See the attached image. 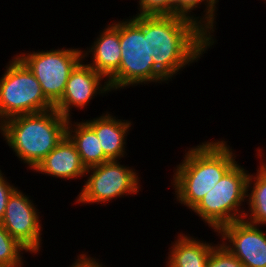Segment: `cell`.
Returning <instances> with one entry per match:
<instances>
[{
	"mask_svg": "<svg viewBox=\"0 0 266 267\" xmlns=\"http://www.w3.org/2000/svg\"><path fill=\"white\" fill-rule=\"evenodd\" d=\"M215 43L193 21L181 16H148V47L154 67L170 82ZM191 64V65H190Z\"/></svg>",
	"mask_w": 266,
	"mask_h": 267,
	"instance_id": "obj_1",
	"label": "cell"
},
{
	"mask_svg": "<svg viewBox=\"0 0 266 267\" xmlns=\"http://www.w3.org/2000/svg\"><path fill=\"white\" fill-rule=\"evenodd\" d=\"M227 142L224 138L208 140L185 149L171 179L176 202L191 211L237 162Z\"/></svg>",
	"mask_w": 266,
	"mask_h": 267,
	"instance_id": "obj_2",
	"label": "cell"
},
{
	"mask_svg": "<svg viewBox=\"0 0 266 267\" xmlns=\"http://www.w3.org/2000/svg\"><path fill=\"white\" fill-rule=\"evenodd\" d=\"M68 118L55 108L21 114L0 124V133L18 160L32 171L67 135Z\"/></svg>",
	"mask_w": 266,
	"mask_h": 267,
	"instance_id": "obj_3",
	"label": "cell"
},
{
	"mask_svg": "<svg viewBox=\"0 0 266 267\" xmlns=\"http://www.w3.org/2000/svg\"><path fill=\"white\" fill-rule=\"evenodd\" d=\"M121 61L108 80L111 92L150 83L169 81L154 67L148 47V16L133 15L120 20Z\"/></svg>",
	"mask_w": 266,
	"mask_h": 267,
	"instance_id": "obj_4",
	"label": "cell"
},
{
	"mask_svg": "<svg viewBox=\"0 0 266 267\" xmlns=\"http://www.w3.org/2000/svg\"><path fill=\"white\" fill-rule=\"evenodd\" d=\"M248 175L249 171L237 161L191 212L213 232L223 225L242 220L246 211Z\"/></svg>",
	"mask_w": 266,
	"mask_h": 267,
	"instance_id": "obj_5",
	"label": "cell"
},
{
	"mask_svg": "<svg viewBox=\"0 0 266 267\" xmlns=\"http://www.w3.org/2000/svg\"><path fill=\"white\" fill-rule=\"evenodd\" d=\"M0 77V124L8 118L54 109L30 69L15 55Z\"/></svg>",
	"mask_w": 266,
	"mask_h": 267,
	"instance_id": "obj_6",
	"label": "cell"
},
{
	"mask_svg": "<svg viewBox=\"0 0 266 267\" xmlns=\"http://www.w3.org/2000/svg\"><path fill=\"white\" fill-rule=\"evenodd\" d=\"M120 163L119 160H109L88 168L85 174L87 180H84L75 203H100L101 206H106L113 199L138 195L141 189L140 174L133 167Z\"/></svg>",
	"mask_w": 266,
	"mask_h": 267,
	"instance_id": "obj_7",
	"label": "cell"
},
{
	"mask_svg": "<svg viewBox=\"0 0 266 267\" xmlns=\"http://www.w3.org/2000/svg\"><path fill=\"white\" fill-rule=\"evenodd\" d=\"M34 74L45 97L55 105L63 96L71 71L83 59L81 48L32 50L15 54Z\"/></svg>",
	"mask_w": 266,
	"mask_h": 267,
	"instance_id": "obj_8",
	"label": "cell"
},
{
	"mask_svg": "<svg viewBox=\"0 0 266 267\" xmlns=\"http://www.w3.org/2000/svg\"><path fill=\"white\" fill-rule=\"evenodd\" d=\"M30 198L17 187L8 198L0 223L27 252L37 255L42 248L41 235L44 229L40 220L41 212Z\"/></svg>",
	"mask_w": 266,
	"mask_h": 267,
	"instance_id": "obj_9",
	"label": "cell"
},
{
	"mask_svg": "<svg viewBox=\"0 0 266 267\" xmlns=\"http://www.w3.org/2000/svg\"><path fill=\"white\" fill-rule=\"evenodd\" d=\"M215 233L245 267H266V231L262 227L242 219L223 225Z\"/></svg>",
	"mask_w": 266,
	"mask_h": 267,
	"instance_id": "obj_10",
	"label": "cell"
},
{
	"mask_svg": "<svg viewBox=\"0 0 266 267\" xmlns=\"http://www.w3.org/2000/svg\"><path fill=\"white\" fill-rule=\"evenodd\" d=\"M110 92L108 81L82 59L71 71L64 94L54 108L69 119L72 108L83 111L97 95L106 96Z\"/></svg>",
	"mask_w": 266,
	"mask_h": 267,
	"instance_id": "obj_11",
	"label": "cell"
},
{
	"mask_svg": "<svg viewBox=\"0 0 266 267\" xmlns=\"http://www.w3.org/2000/svg\"><path fill=\"white\" fill-rule=\"evenodd\" d=\"M103 28L90 47L82 50V57L108 81L119 70L121 61L120 20L108 22ZM87 57H90V63L87 62Z\"/></svg>",
	"mask_w": 266,
	"mask_h": 267,
	"instance_id": "obj_12",
	"label": "cell"
},
{
	"mask_svg": "<svg viewBox=\"0 0 266 267\" xmlns=\"http://www.w3.org/2000/svg\"><path fill=\"white\" fill-rule=\"evenodd\" d=\"M110 111L90 120H83L96 134L100 141L104 154L110 160H121L126 157L127 136L133 122L112 115Z\"/></svg>",
	"mask_w": 266,
	"mask_h": 267,
	"instance_id": "obj_13",
	"label": "cell"
},
{
	"mask_svg": "<svg viewBox=\"0 0 266 267\" xmlns=\"http://www.w3.org/2000/svg\"><path fill=\"white\" fill-rule=\"evenodd\" d=\"M86 170L75 144L66 135L33 171L71 181L85 177Z\"/></svg>",
	"mask_w": 266,
	"mask_h": 267,
	"instance_id": "obj_14",
	"label": "cell"
},
{
	"mask_svg": "<svg viewBox=\"0 0 266 267\" xmlns=\"http://www.w3.org/2000/svg\"><path fill=\"white\" fill-rule=\"evenodd\" d=\"M174 242L168 249L165 267H205L211 250L215 245L190 236L188 233L178 232ZM205 241V242H204ZM168 257V258H167Z\"/></svg>",
	"mask_w": 266,
	"mask_h": 267,
	"instance_id": "obj_15",
	"label": "cell"
},
{
	"mask_svg": "<svg viewBox=\"0 0 266 267\" xmlns=\"http://www.w3.org/2000/svg\"><path fill=\"white\" fill-rule=\"evenodd\" d=\"M68 119L67 136L75 144L86 169L101 165L110 159L104 154L95 132L83 121Z\"/></svg>",
	"mask_w": 266,
	"mask_h": 267,
	"instance_id": "obj_16",
	"label": "cell"
},
{
	"mask_svg": "<svg viewBox=\"0 0 266 267\" xmlns=\"http://www.w3.org/2000/svg\"><path fill=\"white\" fill-rule=\"evenodd\" d=\"M257 158L260 159L257 173H250L247 179L246 208L244 218L254 225L266 226V160L257 148Z\"/></svg>",
	"mask_w": 266,
	"mask_h": 267,
	"instance_id": "obj_17",
	"label": "cell"
},
{
	"mask_svg": "<svg viewBox=\"0 0 266 267\" xmlns=\"http://www.w3.org/2000/svg\"><path fill=\"white\" fill-rule=\"evenodd\" d=\"M218 2L219 0H174V16H181L193 21L216 43L214 32L217 29ZM201 6L205 10L202 11L203 13L201 12L202 16H197L193 11H196L197 8L200 9Z\"/></svg>",
	"mask_w": 266,
	"mask_h": 267,
	"instance_id": "obj_18",
	"label": "cell"
},
{
	"mask_svg": "<svg viewBox=\"0 0 266 267\" xmlns=\"http://www.w3.org/2000/svg\"><path fill=\"white\" fill-rule=\"evenodd\" d=\"M25 252L28 253L0 223V267H23Z\"/></svg>",
	"mask_w": 266,
	"mask_h": 267,
	"instance_id": "obj_19",
	"label": "cell"
},
{
	"mask_svg": "<svg viewBox=\"0 0 266 267\" xmlns=\"http://www.w3.org/2000/svg\"><path fill=\"white\" fill-rule=\"evenodd\" d=\"M205 267H245L222 243L218 242L211 250Z\"/></svg>",
	"mask_w": 266,
	"mask_h": 267,
	"instance_id": "obj_20",
	"label": "cell"
},
{
	"mask_svg": "<svg viewBox=\"0 0 266 267\" xmlns=\"http://www.w3.org/2000/svg\"><path fill=\"white\" fill-rule=\"evenodd\" d=\"M136 15L174 16V0H139Z\"/></svg>",
	"mask_w": 266,
	"mask_h": 267,
	"instance_id": "obj_21",
	"label": "cell"
},
{
	"mask_svg": "<svg viewBox=\"0 0 266 267\" xmlns=\"http://www.w3.org/2000/svg\"><path fill=\"white\" fill-rule=\"evenodd\" d=\"M4 173L0 169V222L3 218V215L6 210L7 201L12 192L17 188L14 183L12 184L11 180H8L5 177ZM8 180V181H7Z\"/></svg>",
	"mask_w": 266,
	"mask_h": 267,
	"instance_id": "obj_22",
	"label": "cell"
},
{
	"mask_svg": "<svg viewBox=\"0 0 266 267\" xmlns=\"http://www.w3.org/2000/svg\"><path fill=\"white\" fill-rule=\"evenodd\" d=\"M76 256L74 262L69 267H107L98 258L88 255V252L82 251V253Z\"/></svg>",
	"mask_w": 266,
	"mask_h": 267,
	"instance_id": "obj_23",
	"label": "cell"
},
{
	"mask_svg": "<svg viewBox=\"0 0 266 267\" xmlns=\"http://www.w3.org/2000/svg\"><path fill=\"white\" fill-rule=\"evenodd\" d=\"M258 149H259L260 154H261L262 157L266 156L265 155L266 153L263 152L264 151L263 148L258 147ZM264 160H266V157H264Z\"/></svg>",
	"mask_w": 266,
	"mask_h": 267,
	"instance_id": "obj_24",
	"label": "cell"
}]
</instances>
